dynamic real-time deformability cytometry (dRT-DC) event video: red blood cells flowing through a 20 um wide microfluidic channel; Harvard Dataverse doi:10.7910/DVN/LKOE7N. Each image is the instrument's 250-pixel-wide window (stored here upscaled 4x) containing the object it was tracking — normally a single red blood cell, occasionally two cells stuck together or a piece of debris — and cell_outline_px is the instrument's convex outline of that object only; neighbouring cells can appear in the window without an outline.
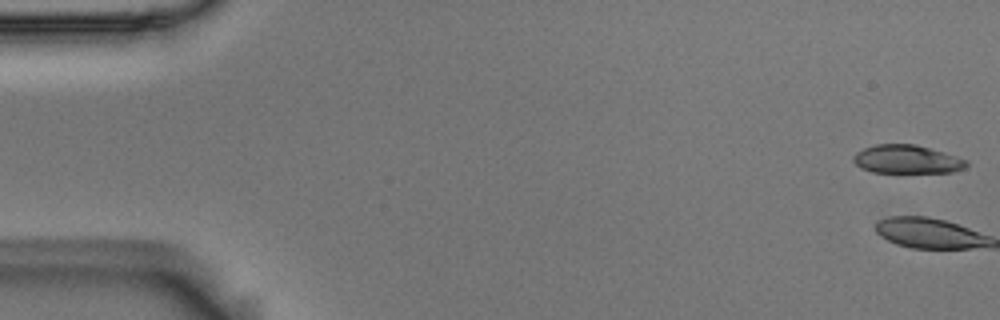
{"species": "Egyptian fruit bat (a non-hibernating species)", "species_latin": "Rousettus aegyptiacus", "temperature_condition": "room temperature", "stored_images_in_passage": 2, "camera_frame_rate_fps": 3000, "um_per_image_px": 0.085, "animal": {"sex": "male"}, "frame": {"image": 1, "passage_image": 1, "time_ms": 0.0, "image_size_px": [1000, 320], "cell_outline_px": [[968, 164], [964, 168], [952, 172], [872, 172], [860, 168], [852, 160], [852, 156], [856, 152], [864, 148], [876, 144], [916, 144], [944, 152], [968, 160]], "centroid_in_image_um": [77.07, 13.53], "position_along_channel_um": 7.9, "area_um2": 18.79}}